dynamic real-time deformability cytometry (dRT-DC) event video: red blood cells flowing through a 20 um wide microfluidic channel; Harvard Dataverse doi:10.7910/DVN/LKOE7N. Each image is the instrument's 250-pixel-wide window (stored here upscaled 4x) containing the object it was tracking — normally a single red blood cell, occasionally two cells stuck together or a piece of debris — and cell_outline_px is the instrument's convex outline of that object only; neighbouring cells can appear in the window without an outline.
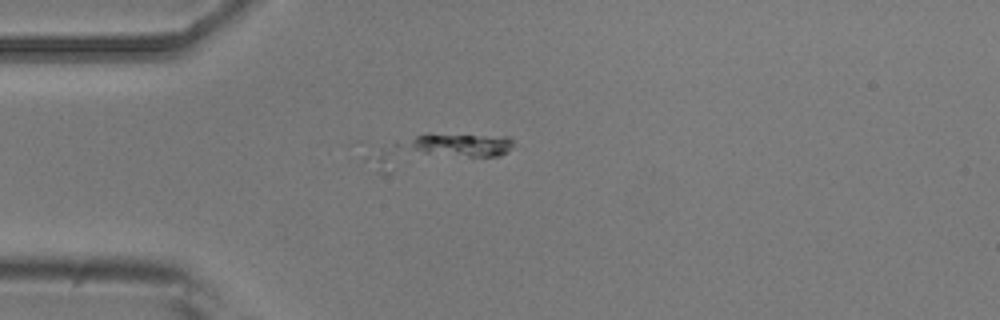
{"species": "common noctule bat (a hibernating species)", "species_latin": "Nyctalus noctula", "temperature_condition": "room temperature", "stored_images_in_passage": 37, "segment_of_instrument_passage": [1, 3], "camera_frame_rate_fps": 3000, "um_per_image_px": 0.085, "animal": {"sex": "male", "body_mass_g": 20.5, "forearm_length_mm": 52.5}, "frame": {"image": 1, "passage_image": 1, "time_ms": 0.0, "image_size_px": [1000, 320], "cell_outline_px": [[512, 144], [500, 156], [388, 172], [376, 172], [364, 160], [364, 152], [396, 140], [428, 132], [508, 136], [512, 140]], "centroid_in_image_um": [36.95, 12.8], "position_along_channel_um": 48.0, "area_um2": 28.38}}